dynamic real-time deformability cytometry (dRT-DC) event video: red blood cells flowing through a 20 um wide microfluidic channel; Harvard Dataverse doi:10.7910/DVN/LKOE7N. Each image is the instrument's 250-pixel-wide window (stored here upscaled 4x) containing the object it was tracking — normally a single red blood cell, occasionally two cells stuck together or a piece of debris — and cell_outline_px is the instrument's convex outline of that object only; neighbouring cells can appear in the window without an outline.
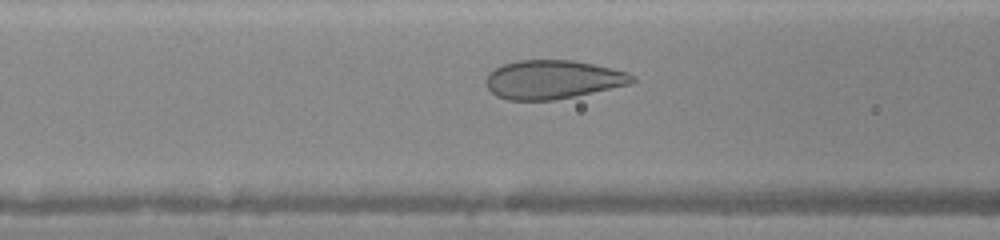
{"species": "human", "species_latin": "Homo sapiens", "temperature_condition": "warm", "stored_images_in_passage": 34, "camera_frame_rate_fps": 3000, "um_per_image_px": 0.085, "donor": {"sex": "female"}, "frame": {"image": 1, "passage_image": 12, "time_ms": 3.667, "image_size_px": [1000, 240], "cell_outline_px": [[636, 80], [632, 84], [576, 96], [552, 100], [508, 100], [496, 96], [488, 88], [484, 80], [488, 72], [504, 64], [520, 60], [572, 60], [612, 68], [628, 72], [636, 76]], "centroid_in_image_um": [47.01, 6.76], "position_along_channel_um": 119.6, "area_um2": 33.18}}
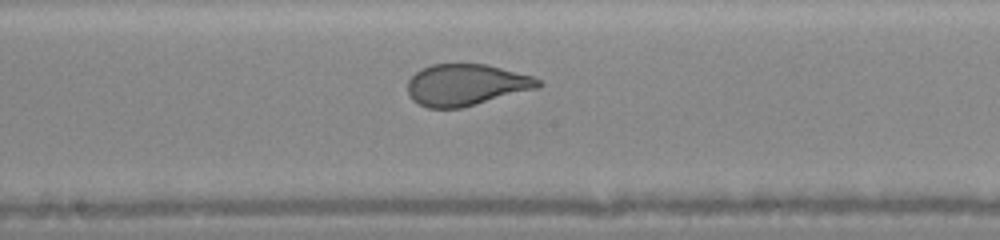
{"frame": {"image": 2, "passage_image": 18, "time_ms": 5.667, "image_size_px": [1000, 240], "cell_outline_px": [[544, 84], [540, 88], [460, 108], [428, 108], [412, 100], [408, 96], [408, 80], [420, 68], [432, 64], [488, 64], [532, 76], [540, 80]], "centroid_in_image_um": [39.63, 7.21], "position_along_channel_um": 208.6, "area_um2": 31.79}}
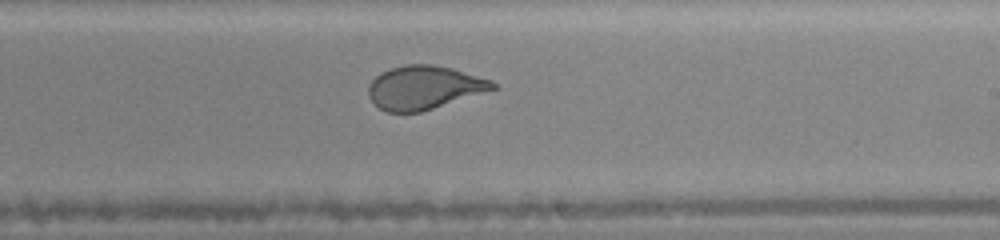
{"frame": {"image": 3, "passage_image": 21, "time_ms": 6.667, "image_size_px": [1000, 240], "cell_outline_px": [[496, 88], [420, 112], [388, 112], [380, 108], [368, 96], [368, 84], [380, 72], [392, 68], [408, 64], [432, 64], [452, 68], [492, 80], [496, 84]], "centroid_in_image_um": [36.02, 7.42], "position_along_channel_um": 253.0, "area_um2": 31.15}}